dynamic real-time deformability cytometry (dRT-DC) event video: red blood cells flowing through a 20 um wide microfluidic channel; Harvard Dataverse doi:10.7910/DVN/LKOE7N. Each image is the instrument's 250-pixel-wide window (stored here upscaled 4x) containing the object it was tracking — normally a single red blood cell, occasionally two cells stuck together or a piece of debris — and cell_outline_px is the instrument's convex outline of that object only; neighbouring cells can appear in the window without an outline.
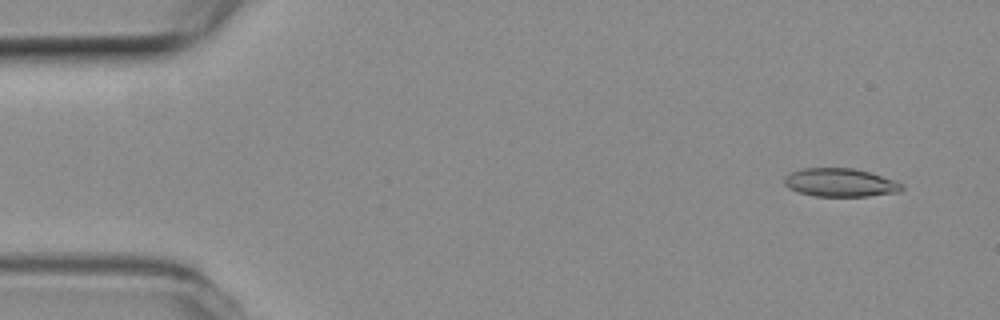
{"species": "common noctule bat (a hibernating species)", "species_latin": "Nyctalus noctula", "temperature_condition": "room temperature", "stored_images_in_passage": 54, "camera_frame_rate_fps": 3000, "um_per_image_px": 0.085, "animal": {"sex": "female", "body_mass_g": 19.3, "forearm_length_mm": 54.1}, "frame": {"image": 1, "passage_image": 4, "time_ms": 1.0, "image_size_px": [1000, 320], "cell_outline_px": [[904, 188], [900, 192], [868, 196], [816, 196], [800, 192], [788, 188], [784, 184], [784, 176], [792, 172], [804, 168], [852, 168], [868, 172], [904, 184]], "centroid_in_image_um": [71.41, 15.52], "position_along_channel_um": 13.6, "area_um2": 19.25}}
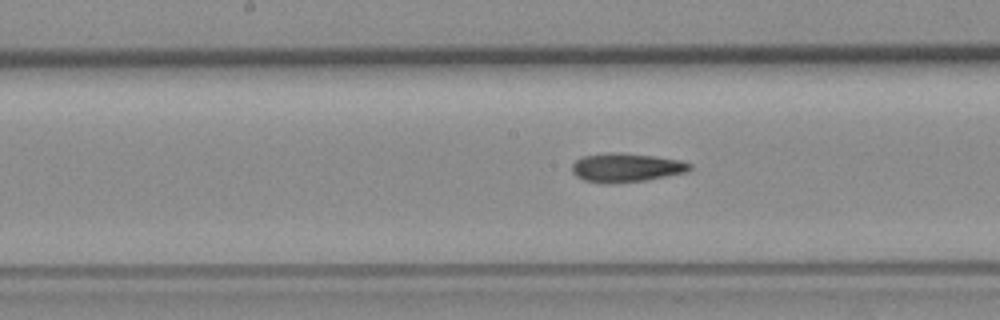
{"frame": {"image": 2, "passage_image": 27, "time_ms": 8.667, "image_size_px": [1000, 320], "cell_outline_px": [[692, 168], [684, 172], [644, 180], [608, 184], [584, 180], [576, 176], [572, 172], [572, 164], [576, 160], [584, 156], [620, 152], [656, 156], [680, 160], [692, 164]], "centroid_in_image_um": [53.21, 14.24], "position_along_channel_um": 195.0, "area_um2": 19.54}}
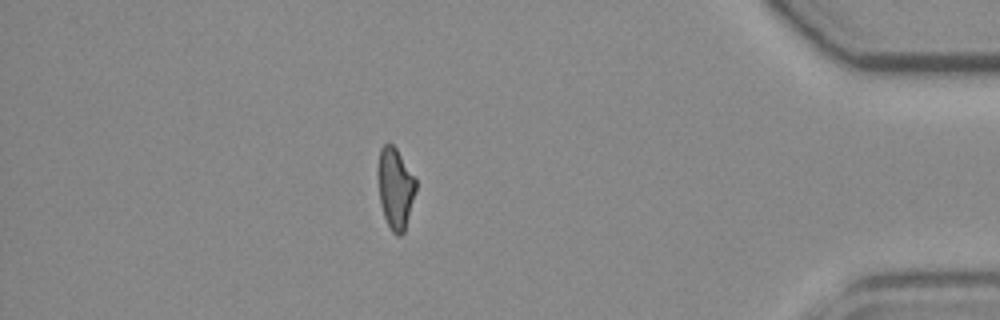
{"frame": {"image": 3, "passage_image": 47, "time_ms": 15.333, "image_size_px": [1000, 320], "cell_outline_px": [[416, 192], [404, 232], [400, 236], [396, 236], [392, 232], [384, 216], [380, 204], [376, 172], [376, 168], [380, 148], [384, 144], [392, 144], [396, 148], [416, 180]], "centroid_in_image_um": [33.57, 16.0], "position_along_channel_um": 401.6, "area_um2": 18.15}, "authors_computed_cell_mechanics": {"area_um2": 19.3919, "velocity_mm_per_s": 3.7869, "shape_relaxation_time_tau1_ms": null, "shape_relaxation_time_tau2_ms": 3.6518, "deformation_change_tau1": null, "deformation_change_tau2": 0.1227}}